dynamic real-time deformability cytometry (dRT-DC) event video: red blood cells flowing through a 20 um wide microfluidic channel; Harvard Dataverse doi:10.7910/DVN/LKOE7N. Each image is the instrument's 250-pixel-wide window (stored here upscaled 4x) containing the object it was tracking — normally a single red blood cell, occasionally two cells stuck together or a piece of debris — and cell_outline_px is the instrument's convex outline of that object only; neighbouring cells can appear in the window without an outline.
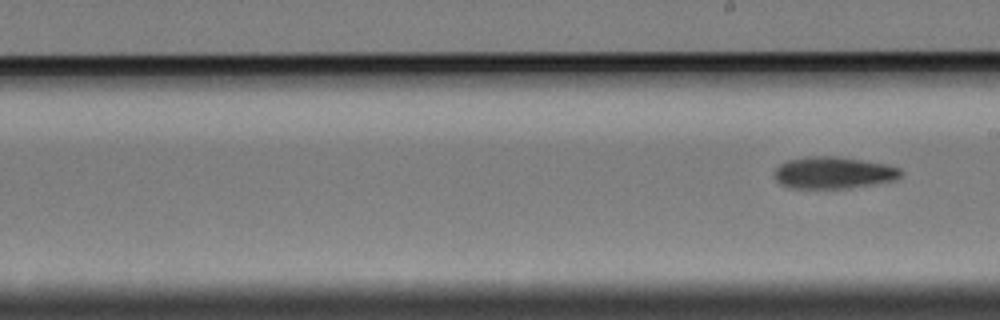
{"species": "Egyptian fruit bat (a non-hibernating species)", "species_latin": "Rousettus aegyptiacus", "temperature_condition": "cold", "stored_images_in_passage": 7, "segment_of_instrument_passage": [2, 2], "camera_frame_rate_fps": 3000, "um_per_image_px": 0.085, "animal": {"sex": "female"}, "frame": {"image": 1, "passage_image": 7, "time_ms": 7.0, "image_size_px": [1000, 320], "cell_outline_px": [[904, 172], [896, 180], [848, 188], [788, 188], [780, 184], [772, 176], [772, 172], [780, 164], [788, 160], [812, 156], [836, 156], [888, 164], [900, 168]], "centroid_in_image_um": [70.82, 14.68], "position_along_channel_um": 218.2, "area_um2": 23.7}}